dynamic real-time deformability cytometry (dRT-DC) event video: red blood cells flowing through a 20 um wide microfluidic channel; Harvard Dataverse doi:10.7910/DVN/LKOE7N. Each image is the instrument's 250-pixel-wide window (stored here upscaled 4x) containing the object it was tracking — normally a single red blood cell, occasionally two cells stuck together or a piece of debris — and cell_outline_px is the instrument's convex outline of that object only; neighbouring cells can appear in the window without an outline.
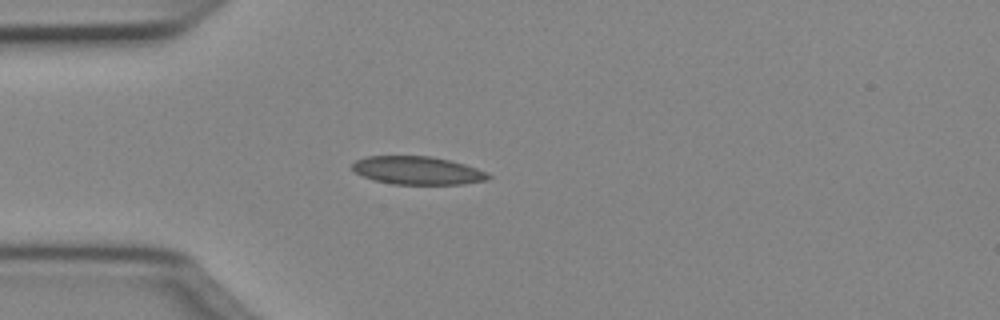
{"species": "Egyptian fruit bat (a non-hibernating species)", "species_latin": "Rousettus aegyptiacus", "temperature_condition": "cold", "stored_images_in_passage": 37, "camera_frame_rate_fps": 3000, "um_per_image_px": 0.085, "animal": {"sex": "female"}, "frame": {"image": 1, "passage_image": 1, "time_ms": 0.0, "image_size_px": [1000, 320], "cell_outline_px": [[492, 176], [488, 180], [464, 184], [392, 184], [376, 180], [364, 176], [356, 172], [352, 168], [352, 164], [356, 160], [368, 156], [432, 156], [464, 164], [488, 172]], "centroid_in_image_um": [35.53, 14.49], "position_along_channel_um": 49.5, "area_um2": 22.2}}
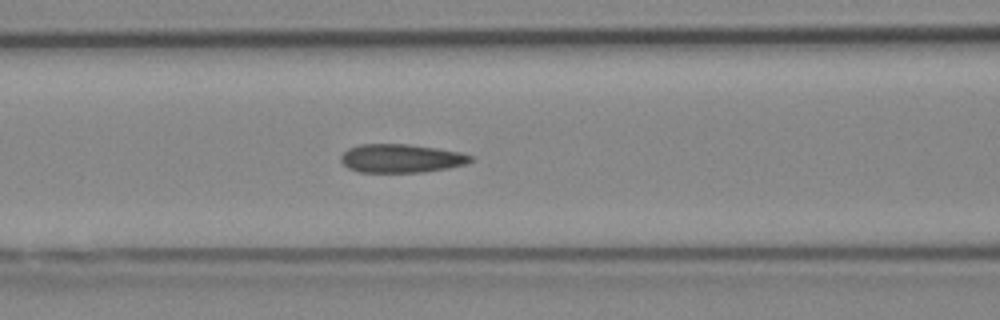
{"frame": {"image": 2, "passage_image": 8, "time_ms": 2.333, "image_size_px": [1000, 320], "cell_outline_px": [[472, 160], [468, 164], [448, 168], [424, 172], [360, 172], [348, 168], [340, 160], [340, 156], [348, 148], [360, 144], [408, 144], [436, 148], [460, 152], [472, 156]], "centroid_in_image_um": [34.1, 13.46], "position_along_channel_um": 132.5, "area_um2": 21.62}}
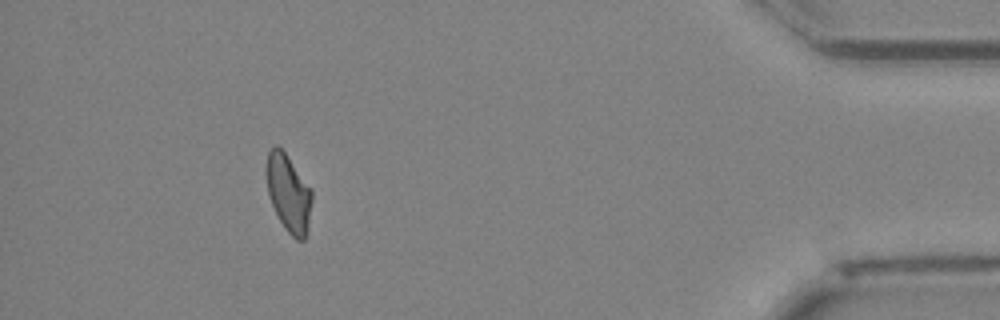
{"frame": {"image": 3, "passage_image": 33, "time_ms": 10.667, "image_size_px": [1000, 320], "cell_outline_px": [[312, 200], [308, 228], [304, 240], [296, 240], [284, 228], [272, 204], [268, 192], [264, 172], [264, 168], [268, 152], [276, 144], [284, 152], [312, 188]], "centroid_in_image_um": [24.51, 16.4], "position_along_channel_um": 410.7, "area_um2": 20.69}, "authors_computed_cell_mechanics": {"area_um2": 21.5016, "velocity_mm_per_s": 4.0387, "shape_relaxation_time_tau1_ms": null, "shape_relaxation_time_tau2_ms": 3.2019, "deformation_change_tau1": null, "deformation_change_tau2": 0.0709}}